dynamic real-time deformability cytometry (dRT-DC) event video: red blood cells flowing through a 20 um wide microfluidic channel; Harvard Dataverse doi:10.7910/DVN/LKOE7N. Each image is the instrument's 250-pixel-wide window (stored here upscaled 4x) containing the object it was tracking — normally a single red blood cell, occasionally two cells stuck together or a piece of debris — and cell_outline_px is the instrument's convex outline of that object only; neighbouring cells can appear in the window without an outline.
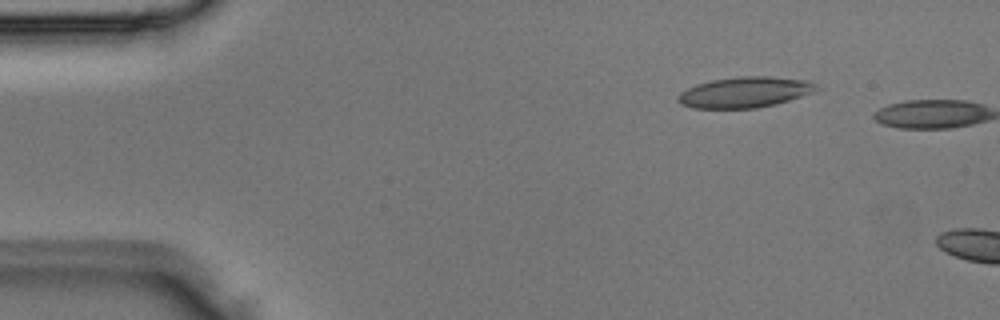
{"species": "Egyptian fruit bat (a non-hibernating species)", "species_latin": "Rousettus aegyptiacus", "temperature_condition": "room temperature", "stored_images_in_passage": 4, "segment_of_instrument_passage": [2, 2], "camera_frame_rate_fps": 3000, "um_per_image_px": 0.085, "animal": {"sex": "male"}, "frame": {"image": 1, "passage_image": 4, "time_ms": 1.0, "image_size_px": [1000, 320], "cell_outline_px": [[820, 88], [812, 92], [776, 104], [756, 108], [692, 108], [680, 104], [676, 100], [676, 96], [680, 92], [696, 84], [712, 80], [740, 76], [768, 76], [804, 80], [816, 84]], "centroid_in_image_um": [63.25, 7.84], "position_along_channel_um": 21.7, "area_um2": 24.68}}